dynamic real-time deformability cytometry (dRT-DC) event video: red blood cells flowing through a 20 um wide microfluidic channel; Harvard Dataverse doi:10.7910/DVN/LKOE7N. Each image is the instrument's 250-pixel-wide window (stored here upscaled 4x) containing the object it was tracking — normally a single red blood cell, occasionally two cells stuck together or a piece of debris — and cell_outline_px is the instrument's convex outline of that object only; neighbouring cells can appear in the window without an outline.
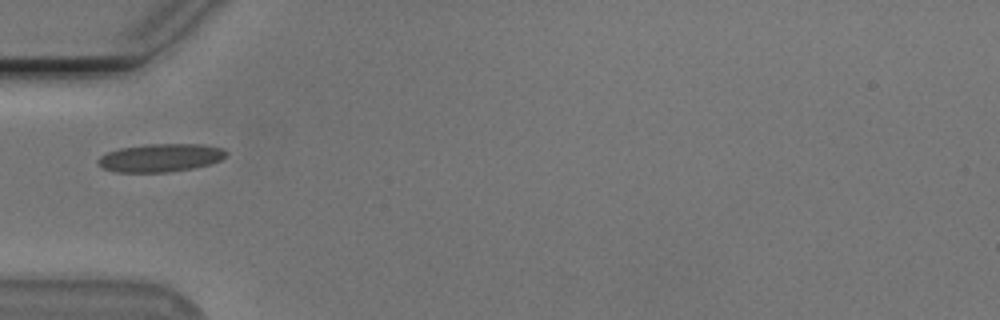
{"species": "Egyptian fruit bat (a non-hibernating species)", "species_latin": "Rousettus aegyptiacus", "temperature_condition": "cold", "stored_images_in_passage": 37, "camera_frame_rate_fps": 3000, "um_per_image_px": 0.085, "animal": {"sex": "male"}, "frame": {"image": 1, "passage_image": 1, "time_ms": 0.0, "image_size_px": [1000, 320], "cell_outline_px": [[228, 152], [220, 160], [208, 164], [192, 168], [168, 172], [116, 172], [104, 168], [96, 160], [100, 156], [108, 152], [120, 148], [148, 144], [204, 144], [224, 148]], "centroid_in_image_um": [13.65, 13.4], "position_along_channel_um": 71.3, "area_um2": 20.87}}
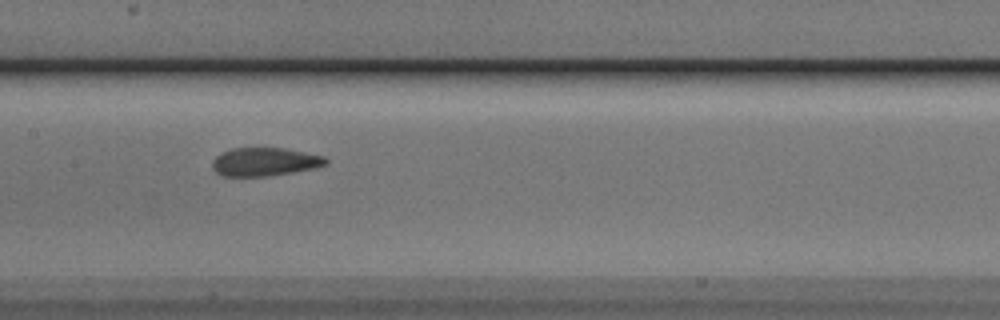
{"frame": {"image": 2, "passage_image": 10, "time_ms": 3.0, "image_size_px": [1000, 320], "cell_outline_px": [[328, 164], [316, 168], [268, 176], [224, 176], [216, 172], [212, 168], [212, 160], [216, 156], [232, 148], [284, 148], [324, 156], [328, 160]], "centroid_in_image_um": [22.51, 13.75], "position_along_channel_um": 184.9, "area_um2": 18.73}}
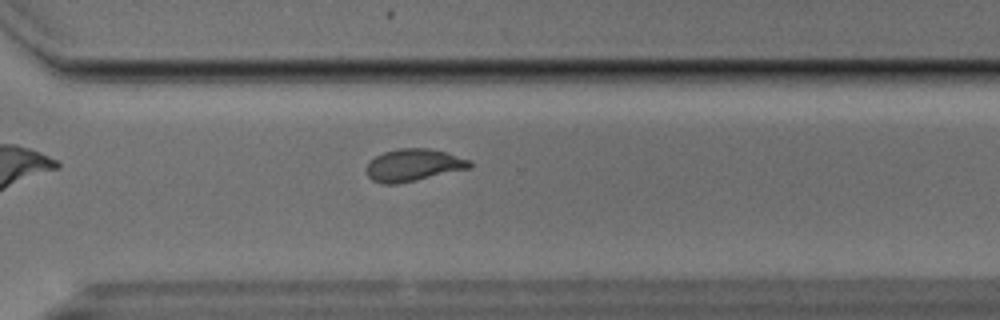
{"frame": {"image": 3, "passage_image": 22, "time_ms": 7.0, "image_size_px": [1000, 320], "cell_outline_px": [[472, 164], [468, 168], [416, 180], [396, 184], [380, 184], [372, 180], [368, 176], [368, 164], [376, 156], [384, 152], [400, 148], [428, 148], [444, 152], [472, 160]], "centroid_in_image_um": [35.14, 14.03], "position_along_channel_um": 335.5, "area_um2": 19.07}, "authors_computed_cell_mechanics": {"area_um2": 19.074, "velocity_mm_per_s": 3.7718, "shape_relaxation_time_tau1_ms": null, "shape_relaxation_time_tau2_ms": 1.1217, "deformation_change_tau1": null, "deformation_change_tau2": 0.0338}}